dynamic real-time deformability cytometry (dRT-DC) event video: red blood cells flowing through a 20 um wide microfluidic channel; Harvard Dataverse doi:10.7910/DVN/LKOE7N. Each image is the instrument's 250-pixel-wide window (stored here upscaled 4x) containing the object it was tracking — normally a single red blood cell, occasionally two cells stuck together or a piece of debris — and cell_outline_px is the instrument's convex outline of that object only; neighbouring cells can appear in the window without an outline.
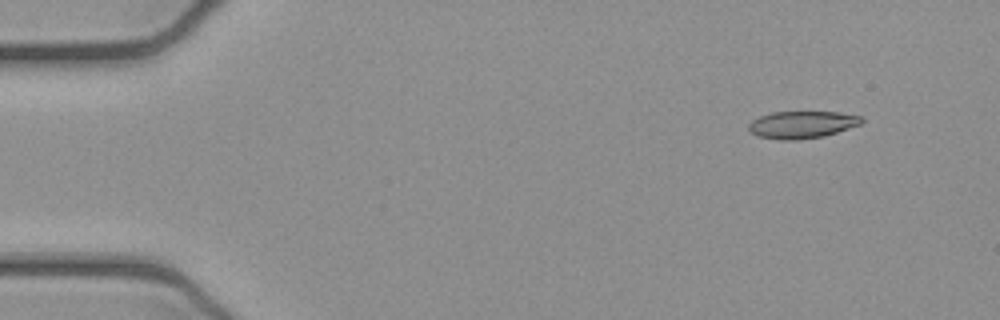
{"species": "common noctule bat (a hibernating species)", "species_latin": "Nyctalus noctula", "temperature_condition": "cold", "stored_images_in_passage": 48, "camera_frame_rate_fps": 3000, "um_per_image_px": 0.085, "animal": {"sex": "female", "body_mass_g": 21.9}, "frame": {"image": 1, "passage_image": 1, "time_ms": 0.0, "image_size_px": [1000, 320], "cell_outline_px": [[864, 120], [860, 124], [824, 136], [800, 140], [780, 140], [756, 136], [748, 128], [748, 124], [752, 120], [760, 116], [772, 112], [840, 112], [860, 116]], "centroid_in_image_um": [68.14, 10.6], "position_along_channel_um": 16.9, "area_um2": 17.92}}
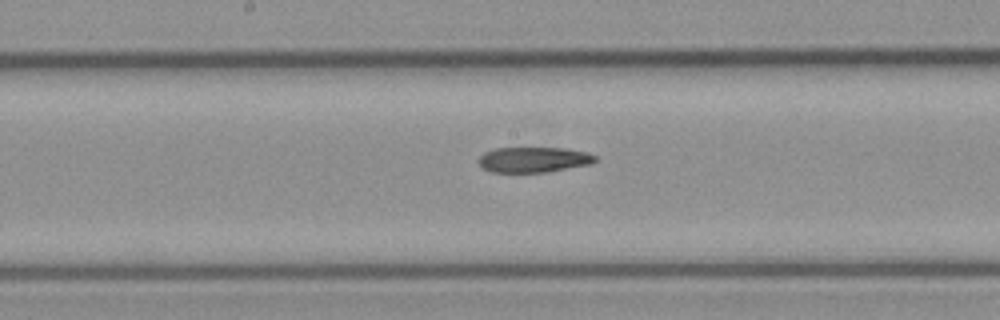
{"frame": {"image": 2, "passage_image": 23, "time_ms": 7.333, "image_size_px": [1000, 320], "cell_outline_px": [[596, 160], [592, 164], [548, 172], [492, 172], [484, 168], [480, 164], [480, 156], [484, 152], [496, 148], [568, 148], [588, 152], [596, 156]], "centroid_in_image_um": [45.42, 13.57], "position_along_channel_um": 202.8, "area_um2": 17.28}}
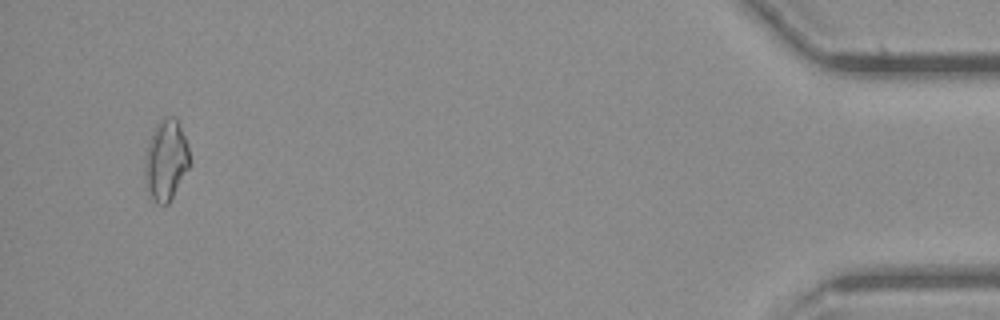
{"frame": {"image": 3, "passage_image": 46, "time_ms": 15.0, "image_size_px": [1000, 320], "cell_outline_px": [[188, 168], [168, 204], [156, 204], [148, 192], [144, 176], [144, 156], [152, 132], [156, 124], [164, 116], [176, 116], [188, 144]], "centroid_in_image_um": [14.07, 13.58], "position_along_channel_um": 421.1, "area_um2": 21.04}, "authors_computed_cell_mechanics": {"area_um2": 18.8139, "velocity_mm_per_s": 3.9141, "shape_relaxation_time_tau1_ms": 8.2793, "shape_relaxation_time_tau2_ms": 9.1707, "deformation_change_tau1": 0.1906, "deformation_change_tau2": 0.2277}}